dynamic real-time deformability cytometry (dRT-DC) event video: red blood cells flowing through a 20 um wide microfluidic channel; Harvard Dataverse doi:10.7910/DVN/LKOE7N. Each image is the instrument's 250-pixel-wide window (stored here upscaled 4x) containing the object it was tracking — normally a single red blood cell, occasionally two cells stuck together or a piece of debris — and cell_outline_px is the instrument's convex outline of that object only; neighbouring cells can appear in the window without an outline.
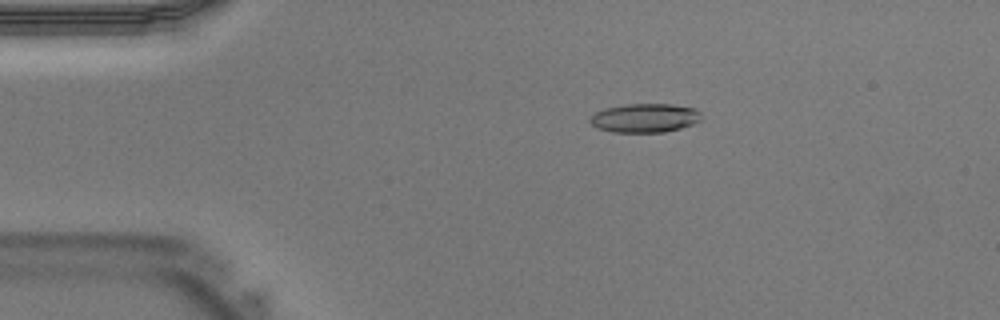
{"species": "Egyptian fruit bat (a non-hibernating species)", "species_latin": "Rousettus aegyptiacus", "temperature_condition": "warm", "stored_images_in_passage": 37, "camera_frame_rate_fps": 3000, "um_per_image_px": 0.085, "animal": {"sex": "male"}, "frame": {"image": 1, "passage_image": 4, "time_ms": 1.0, "image_size_px": [1000, 320], "cell_outline_px": [[700, 120], [692, 124], [680, 128], [664, 132], [612, 132], [596, 128], [588, 120], [596, 112], [604, 108], [628, 104], [672, 104], [696, 108], [700, 112]], "centroid_in_image_um": [54.8, 10.02], "position_along_channel_um": 30.2, "area_um2": 18.73}}
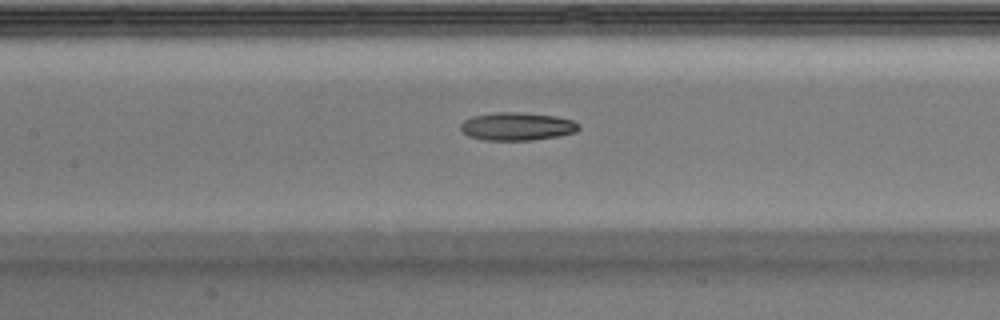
{"frame": {"image": 2, "passage_image": 15, "time_ms": 4.667, "image_size_px": [1000, 320], "cell_outline_px": [[580, 128], [576, 132], [556, 136], [532, 140], [484, 140], [468, 136], [460, 128], [460, 124], [464, 120], [472, 116], [492, 112], [516, 112], [556, 116], [572, 120], [580, 124]], "centroid_in_image_um": [43.93, 10.74], "position_along_channel_um": 163.5, "area_um2": 19.31}}
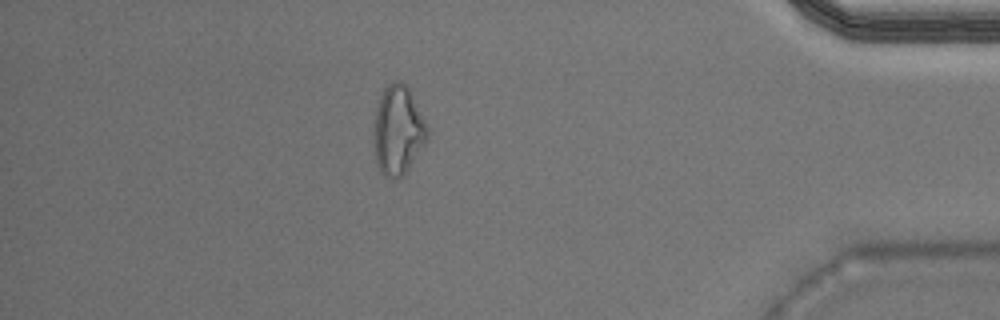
{"frame": {"image": 3, "passage_image": 32, "time_ms": 10.333, "image_size_px": [1000, 320], "cell_outline_px": [[428, 140], [408, 168], [400, 176], [384, 176], [380, 172], [376, 164], [372, 132], [376, 108], [380, 96], [384, 88], [388, 84], [396, 80], [400, 80], [408, 88], [428, 124]], "centroid_in_image_um": [33.81, 11.05], "position_along_channel_um": 401.4, "area_um2": 27.92}}